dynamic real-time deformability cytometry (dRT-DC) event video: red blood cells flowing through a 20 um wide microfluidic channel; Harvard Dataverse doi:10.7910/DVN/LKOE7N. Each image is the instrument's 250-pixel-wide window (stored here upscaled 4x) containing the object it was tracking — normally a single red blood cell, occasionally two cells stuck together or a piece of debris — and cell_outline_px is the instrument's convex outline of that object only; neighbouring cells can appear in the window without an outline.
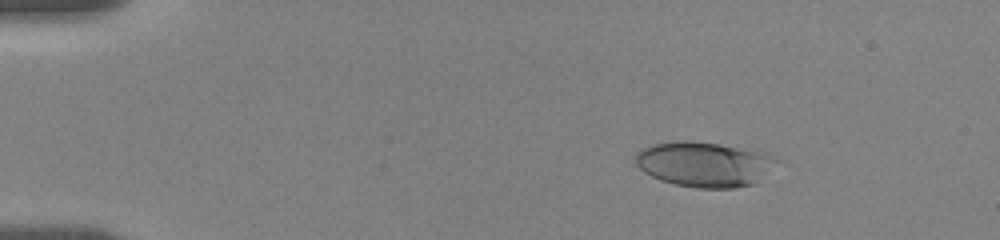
{"species": "human", "species_latin": "Homo sapiens", "temperature_condition": "room temperature", "stored_images_in_passage": 37, "camera_frame_rate_fps": 3000, "um_per_image_px": 0.085, "donor": {"sex": "female"}, "frame": {"image": 1, "passage_image": 22, "time_ms": 2.667, "image_size_px": [1000, 240], "cell_outline_px": [[780, 160], [756, 184], [736, 188], [696, 188], [676, 184], [660, 180], [644, 172], [636, 164], [636, 152], [640, 148], [652, 144], [676, 140], [684, 140], [720, 144], [768, 152]], "centroid_in_image_um": [59.89, 13.95], "position_along_channel_um": 25.1, "area_um2": 37.51}}
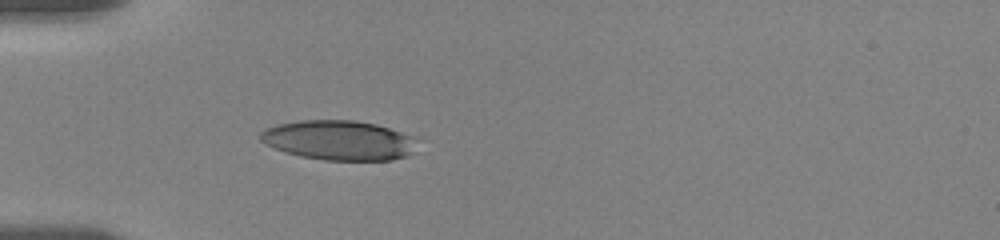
{"frame": {"image": 2, "passage_image": 35, "time_ms": 5.667, "image_size_px": [1000, 240], "cell_outline_px": [[420, 136], [416, 152], [408, 156], [392, 160], [324, 160], [300, 156], [284, 152], [260, 140], [260, 132], [264, 128], [280, 124], [300, 120], [356, 120], [376, 124]], "centroid_in_image_um": [28.94, 11.92], "position_along_channel_um": 56.1, "area_um2": 36.99}}